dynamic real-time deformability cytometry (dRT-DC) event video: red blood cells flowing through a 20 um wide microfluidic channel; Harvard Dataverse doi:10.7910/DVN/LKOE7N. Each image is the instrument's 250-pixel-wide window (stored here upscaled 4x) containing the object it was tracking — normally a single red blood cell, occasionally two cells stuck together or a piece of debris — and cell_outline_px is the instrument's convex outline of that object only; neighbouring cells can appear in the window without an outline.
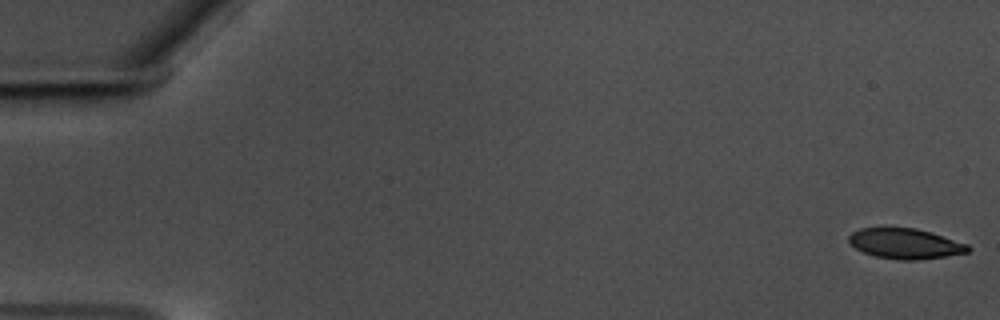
{"species": "common noctule bat (a hibernating species)", "species_latin": "Nyctalus noctula", "temperature_condition": "warm", "stored_images_in_passage": 58, "camera_frame_rate_fps": 3000, "um_per_image_px": 0.085, "animal": {"sex": "male", "body_mass_g": 17.5, "forearm_length_mm": 52.3}, "frame": {"image": 1, "passage_image": 1, "time_ms": 0.0, "image_size_px": [1000, 320], "cell_outline_px": [[972, 248], [968, 252], [944, 256], [916, 260], [900, 260], [876, 256], [864, 252], [856, 248], [848, 240], [848, 236], [852, 232], [860, 228], [916, 228], [968, 244]], "centroid_in_image_um": [76.94, 20.71], "position_along_channel_um": 8.1, "area_um2": 20.75}}
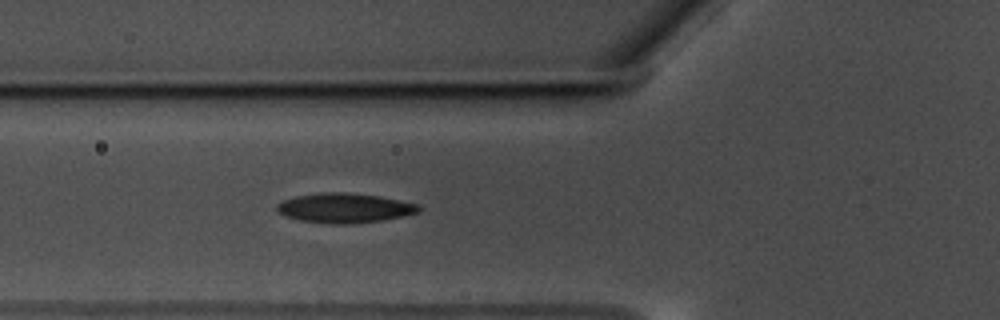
{"frame": {"image": 2, "passage_image": 22, "time_ms": 7.0, "image_size_px": [1000, 320], "cell_outline_px": [[420, 212], [384, 220], [352, 224], [336, 224], [300, 220], [284, 216], [276, 208], [276, 204], [284, 200], [296, 196], [320, 192], [344, 192], [380, 196], [416, 204], [420, 208]], "centroid_in_image_um": [29.27, 17.68], "position_along_channel_um": 96.5, "area_um2": 24.39}}
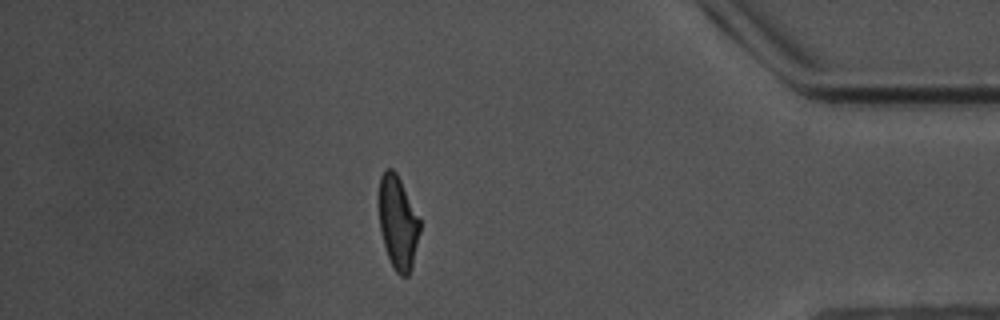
{"frame": {"image": 3, "passage_image": 51, "time_ms": 16.667, "image_size_px": [1000, 320], "cell_outline_px": [[420, 232], [412, 268], [408, 276], [400, 276], [396, 272], [388, 256], [380, 232], [380, 176], [384, 168], [392, 168], [396, 172], [420, 220]], "centroid_in_image_um": [33.83, 18.94], "position_along_channel_um": 401.4, "area_um2": 21.96}, "authors_computed_cell_mechanics": {"area_um2": 23.12, "velocity_mm_per_s": 3.5266, "shape_relaxation_time_tau1_ms": 4.0503, "shape_relaxation_time_tau2_ms": 1.5151, "deformation_change_tau1": 0.1516, "deformation_change_tau2": 0.083}}